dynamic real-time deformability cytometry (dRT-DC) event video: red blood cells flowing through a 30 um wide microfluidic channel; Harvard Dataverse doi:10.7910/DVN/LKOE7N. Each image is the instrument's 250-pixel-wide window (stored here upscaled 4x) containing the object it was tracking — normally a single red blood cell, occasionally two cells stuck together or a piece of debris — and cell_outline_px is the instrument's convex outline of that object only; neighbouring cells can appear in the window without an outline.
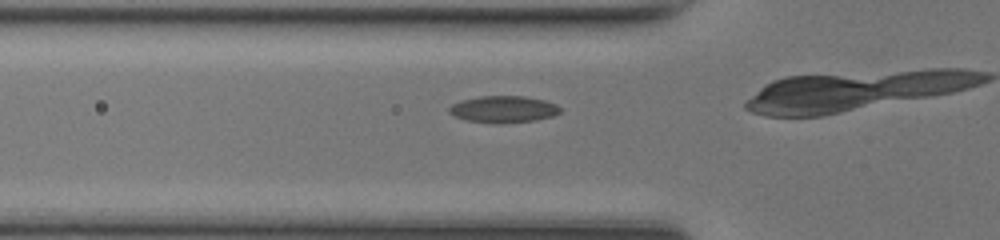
{"species": "common noctule bat (a hibernating species)", "species_latin": "Nyctalus noctula", "temperature_condition": "room temperature", "stored_images_in_passage": 16, "camera_frame_rate_fps": 3000, "um_per_image_px": 0.085, "animal": {"sex": "female", "body_mass_g": 17.0, "forearm_length_mm": 48.0}, "frame": {"image": 1, "passage_image": 12, "time_ms": 3.667, "image_size_px": [1000, 240], "cell_outline_px": [[560, 112], [552, 116], [536, 120], [500, 124], [496, 124], [468, 120], [456, 116], [448, 112], [448, 108], [452, 104], [460, 100], [480, 96], [524, 96], [544, 100], [556, 104], [560, 108]], "centroid_in_image_um": [42.78, 9.28], "position_along_channel_um": 83.0, "area_um2": 17.34}}